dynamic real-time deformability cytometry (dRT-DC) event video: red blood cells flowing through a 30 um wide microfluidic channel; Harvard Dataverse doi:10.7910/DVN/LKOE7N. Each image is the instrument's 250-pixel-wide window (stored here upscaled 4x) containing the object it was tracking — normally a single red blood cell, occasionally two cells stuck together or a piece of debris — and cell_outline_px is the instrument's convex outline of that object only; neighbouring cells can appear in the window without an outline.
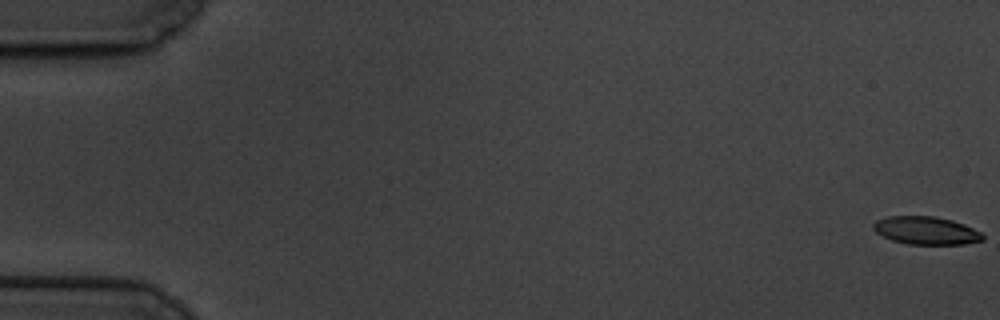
{"species": "common noctule bat (a hibernating species)", "species_latin": "Nyctalus noctula", "temperature_condition": "cold", "stored_images_in_passage": 7, "camera_frame_rate_fps": 3000, "um_per_image_px": 0.085, "animal": {"sex": "male", "body_mass_g": 19.5, "forearm_length_mm": 54.6}, "frame": {"image": 1, "passage_image": 1, "time_ms": 0.0, "image_size_px": [1000, 320], "cell_outline_px": [[984, 240], [964, 244], [908, 244], [892, 240], [876, 232], [872, 228], [872, 224], [876, 220], [888, 216], [936, 216], [952, 220], [964, 224], [980, 232], [984, 236]], "centroid_in_image_um": [78.71, 19.59], "position_along_channel_um": 6.3, "area_um2": 17.8}}
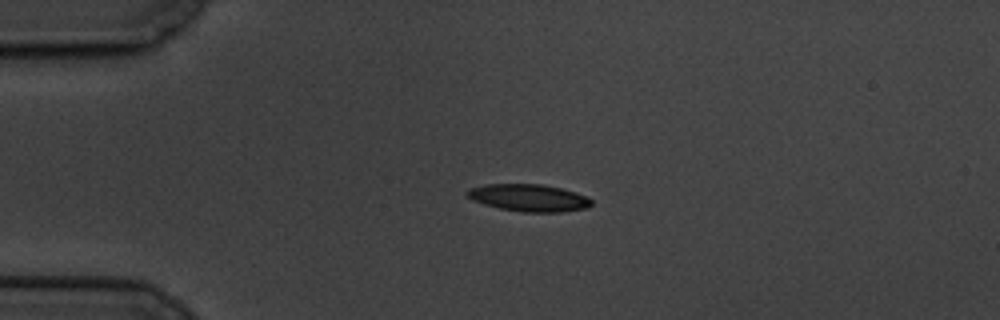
{"frame": {"image": 2, "passage_image": 5, "time_ms": 4.667, "image_size_px": [1000, 320], "cell_outline_px": [[592, 204], [588, 208], [564, 212], [524, 212], [500, 208], [484, 204], [472, 200], [464, 192], [468, 188], [484, 184], [544, 184], [576, 192], [588, 196], [592, 200]], "centroid_in_image_um": [44.96, 16.81], "position_along_channel_um": 40.0, "area_um2": 19.94}}
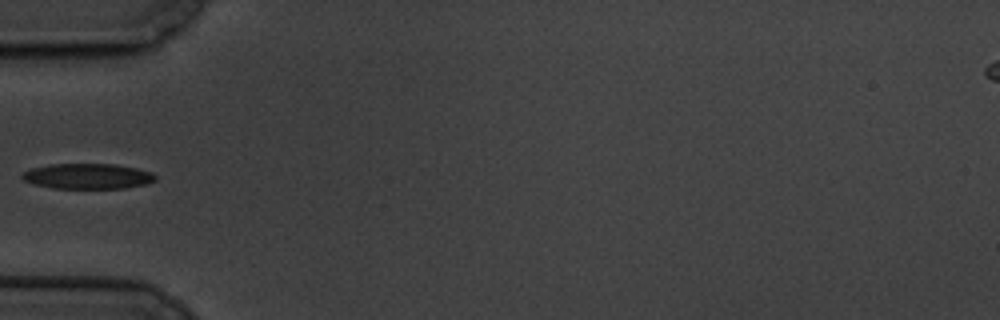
{"frame": {"image": 3, "passage_image": 7, "time_ms": 6.667, "image_size_px": [1000, 320], "cell_outline_px": [[156, 180], [148, 184], [124, 188], [52, 188], [32, 184], [24, 180], [20, 176], [24, 172], [32, 168], [48, 164], [116, 164], [136, 168], [152, 172], [156, 176]], "centroid_in_image_um": [7.46, 14.98], "position_along_channel_um": 77.5, "area_um2": 19.83}}